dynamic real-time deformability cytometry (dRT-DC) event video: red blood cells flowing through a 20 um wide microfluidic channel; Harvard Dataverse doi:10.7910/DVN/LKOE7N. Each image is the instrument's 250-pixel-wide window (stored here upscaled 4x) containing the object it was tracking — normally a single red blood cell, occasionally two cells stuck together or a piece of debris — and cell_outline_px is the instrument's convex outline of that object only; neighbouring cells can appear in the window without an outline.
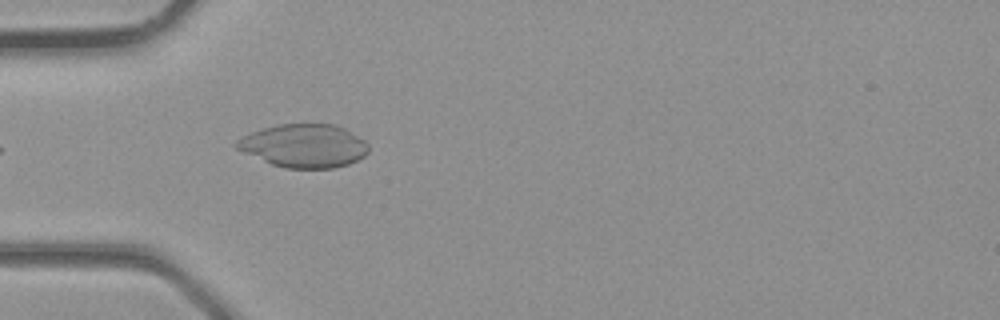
{"species": "common noctule bat (a hibernating species)", "species_latin": "Nyctalus noctula", "temperature_condition": "room temperature", "stored_images_in_passage": 3, "camera_frame_rate_fps": 3000, "um_per_image_px": 0.085, "animal": {"sex": "male", "body_mass_g": 23.1, "forearm_length_mm": 52.7}, "frame": {"image": 1, "passage_image": 3, "time_ms": 0.667, "image_size_px": [1000, 320], "cell_outline_px": [[368, 152], [364, 156], [348, 164], [332, 168], [284, 168], [272, 164], [244, 152], [236, 148], [232, 144], [236, 140], [252, 132], [264, 128], [280, 124], [336, 124], [344, 128], [364, 140], [368, 144]], "centroid_in_image_um": [25.84, 12.39], "position_along_channel_um": 59.2, "area_um2": 33.06}}